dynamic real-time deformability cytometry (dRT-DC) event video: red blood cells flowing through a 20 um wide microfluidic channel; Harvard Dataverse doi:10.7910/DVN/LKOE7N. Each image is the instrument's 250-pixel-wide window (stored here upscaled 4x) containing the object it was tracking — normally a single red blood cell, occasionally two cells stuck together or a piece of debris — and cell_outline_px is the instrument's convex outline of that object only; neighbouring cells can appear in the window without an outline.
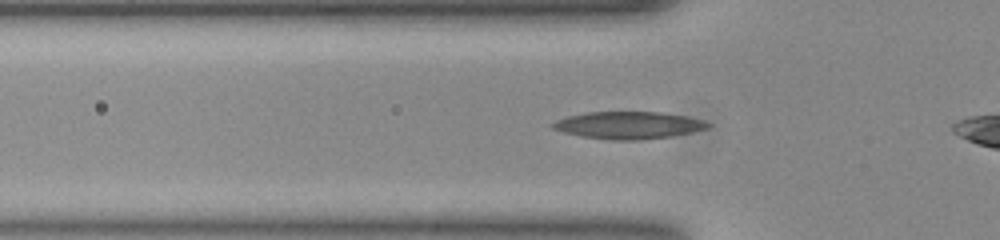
{"species": "common noctule bat (a hibernating species)", "species_latin": "Nyctalus noctula", "temperature_condition": "room temperature", "stored_images_in_passage": 28, "camera_frame_rate_fps": 3000, "um_per_image_px": 0.085, "animal": {"sex": "female", "body_mass_g": 23.0, "forearm_length_mm": 53.4}, "frame": {"image": 1, "passage_image": 2, "time_ms": 0.333, "image_size_px": [1000, 240], "cell_outline_px": [[712, 124], [708, 128], [692, 132], [668, 136], [640, 140], [612, 140], [584, 136], [564, 132], [552, 128], [552, 124], [556, 120], [568, 116], [588, 112], [660, 112], [684, 116], [700, 120]], "centroid_in_image_um": [53.41, 10.64], "position_along_channel_um": 72.4, "area_um2": 24.22}}
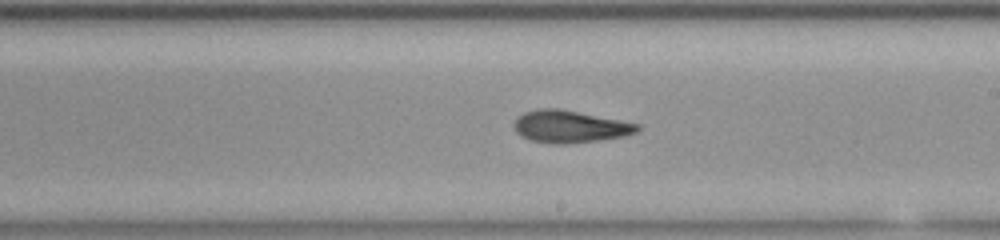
{"frame": {"image": 2, "passage_image": 15, "time_ms": 4.667, "image_size_px": [1000, 240], "cell_outline_px": [[640, 128], [636, 132], [624, 136], [596, 140], [564, 144], [552, 144], [532, 140], [520, 136], [516, 132], [512, 124], [524, 112], [540, 108], [560, 108], [640, 124]], "centroid_in_image_um": [48.42, 10.75], "position_along_channel_um": 240.6, "area_um2": 23.06}}
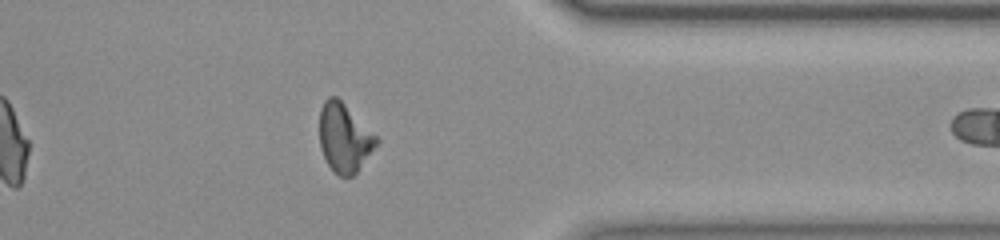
{"frame": {"image": 3, "passage_image": 27, "time_ms": 8.667, "image_size_px": [1000, 240], "cell_outline_px": [[380, 140], [356, 172], [352, 176], [340, 176], [332, 172], [320, 148], [320, 108], [324, 100], [328, 96], [336, 96]], "centroid_in_image_um": [29.23, 11.72], "position_along_channel_um": 382.2, "area_um2": 22.37}}